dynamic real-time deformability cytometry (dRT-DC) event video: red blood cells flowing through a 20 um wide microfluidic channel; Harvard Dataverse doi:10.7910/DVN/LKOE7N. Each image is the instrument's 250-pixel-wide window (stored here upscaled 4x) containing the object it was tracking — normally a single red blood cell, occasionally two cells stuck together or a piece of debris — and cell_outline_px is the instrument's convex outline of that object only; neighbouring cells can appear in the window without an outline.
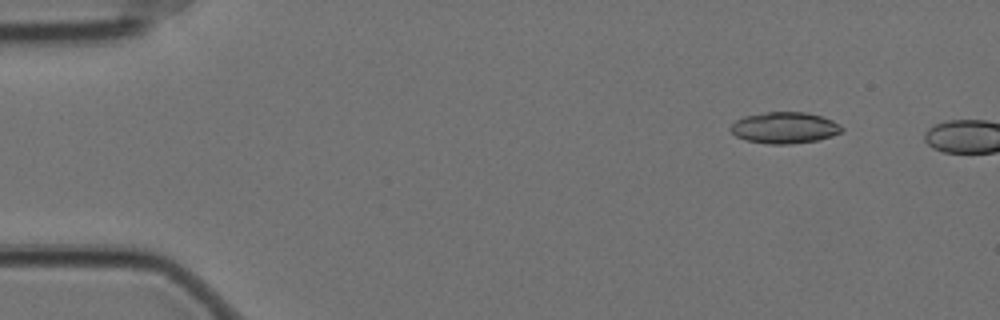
{"species": "Egyptian fruit bat (a non-hibernating species)", "species_latin": "Rousettus aegyptiacus", "temperature_condition": "cold", "stored_images_in_passage": 48, "camera_frame_rate_fps": 3000, "um_per_image_px": 0.085, "animal": {"sex": "female"}, "frame": {"image": 1, "passage_image": 2, "time_ms": 0.333, "image_size_px": [1000, 320], "cell_outline_px": [[844, 132], [832, 136], [816, 140], [788, 144], [768, 144], [744, 140], [736, 136], [728, 128], [736, 120], [744, 116], [768, 112], [808, 112], [832, 120], [840, 124], [844, 128]], "centroid_in_image_um": [66.7, 10.86], "position_along_channel_um": 18.3, "area_um2": 20.4}}
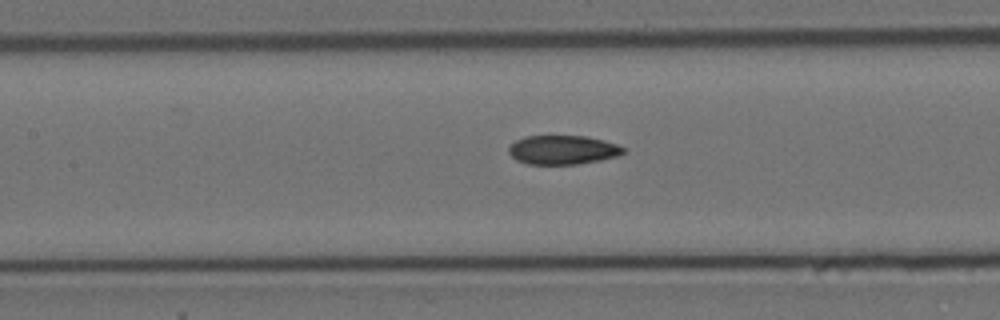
{"frame": {"image": 2, "passage_image": 22, "time_ms": 7.0, "image_size_px": [1000, 320], "cell_outline_px": [[628, 148], [620, 156], [600, 160], [576, 164], [528, 164], [516, 160], [508, 152], [508, 148], [516, 140], [524, 136], [584, 136], [604, 140]], "centroid_in_image_um": [47.86, 12.74], "position_along_channel_um": 159.5, "area_um2": 19.48}}
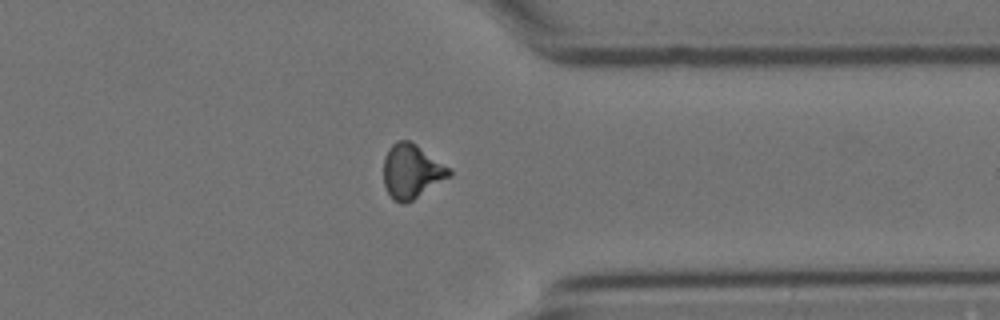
{"frame": {"image": 3, "passage_image": 41, "time_ms": 13.333, "image_size_px": [1000, 320], "cell_outline_px": [[452, 176], [412, 200], [404, 204], [400, 204], [392, 200], [384, 184], [384, 156], [388, 148], [392, 144], [400, 140], [408, 140], [416, 144], [448, 168], [452, 172]], "centroid_in_image_um": [34.96, 14.58], "position_along_channel_um": 376.4, "area_um2": 20.58}, "authors_computed_cell_mechanics": {"area_um2": 20.0277, "velocity_mm_per_s": 3.5087, "shape_relaxation_time_tau1_ms": 9.3826, "shape_relaxation_time_tau2_ms": 3.3005, "deformation_change_tau1": 0.1768, "deformation_change_tau2": 0.0933}}